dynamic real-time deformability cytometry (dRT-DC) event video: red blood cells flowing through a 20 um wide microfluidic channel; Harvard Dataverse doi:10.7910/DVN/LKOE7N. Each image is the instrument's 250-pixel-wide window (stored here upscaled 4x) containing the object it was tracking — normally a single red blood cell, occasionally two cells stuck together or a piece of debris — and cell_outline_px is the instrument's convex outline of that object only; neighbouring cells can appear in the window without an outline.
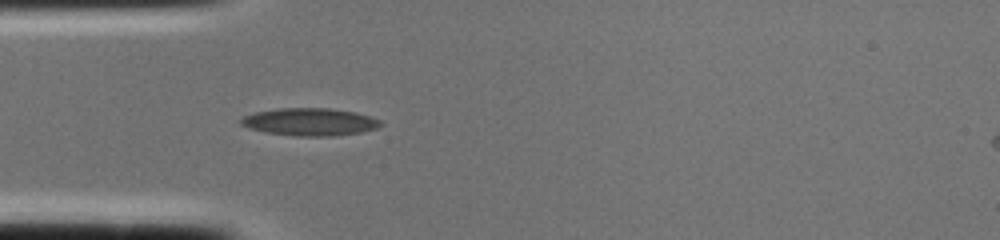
{"species": "common noctule bat (a hibernating species)", "species_latin": "Nyctalus noctula", "temperature_condition": "cold", "stored_images_in_passage": 3, "segment_of_instrument_passage": [1, 2], "camera_frame_rate_fps": 3000, "um_per_image_px": 0.085, "animal": {"sex": "female", "body_mass_g": 22.0, "forearm_length_mm": 56.7}, "frame": {"image": 1, "passage_image": 2, "time_ms": 0.333, "image_size_px": [1000, 240], "cell_outline_px": [[384, 124], [376, 128], [360, 132], [332, 136], [296, 136], [264, 132], [248, 128], [240, 124], [240, 120], [244, 116], [256, 112], [276, 108], [328, 108], [356, 112], [380, 120]], "centroid_in_image_um": [26.31, 10.36], "position_along_channel_um": 58.7, "area_um2": 22.43}}